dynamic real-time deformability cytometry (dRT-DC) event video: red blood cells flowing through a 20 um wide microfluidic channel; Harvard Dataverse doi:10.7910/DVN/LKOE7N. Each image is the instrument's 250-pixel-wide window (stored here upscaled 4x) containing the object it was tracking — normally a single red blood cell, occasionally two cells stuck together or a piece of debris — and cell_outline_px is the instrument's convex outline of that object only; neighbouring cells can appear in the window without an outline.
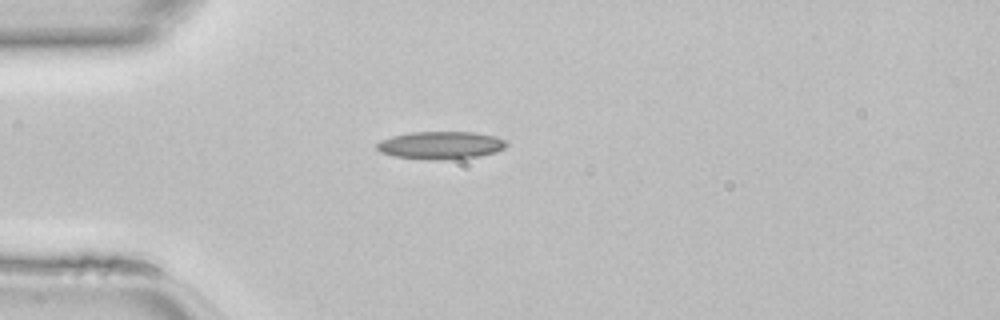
{"species": "common noctule bat (a hibernating species)", "species_latin": "Nyctalus noctula", "temperature_condition": "room temperature", "stored_images_in_passage": 29, "camera_frame_rate_fps": 3000, "um_per_image_px": 0.085, "animal": {"sex": "female", "body_mass_g": 22.7, "forearm_length_mm": 54.2}, "frame": {"image": 1, "passage_image": 1, "time_ms": 0.0, "image_size_px": [1000, 320], "cell_outline_px": [[508, 144], [504, 148], [496, 152], [480, 156], [440, 160], [424, 160], [396, 156], [380, 152], [376, 148], [376, 144], [380, 140], [392, 136], [408, 132], [476, 132], [496, 136], [504, 140]], "centroid_in_image_um": [37.45, 12.34], "position_along_channel_um": 47.5, "area_um2": 21.1}}
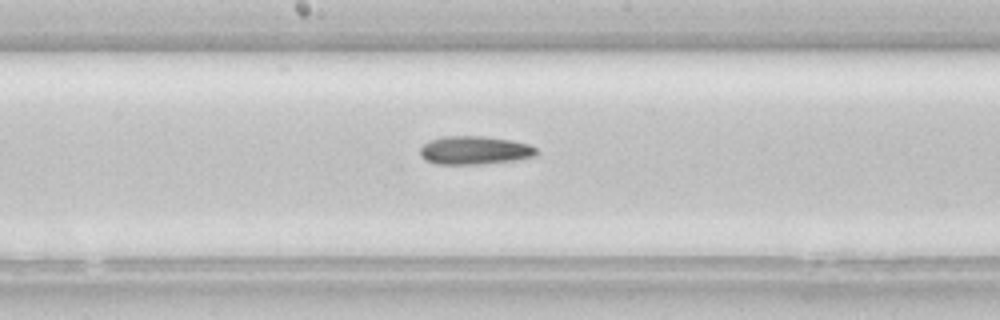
{"frame": {"image": 2, "passage_image": 13, "time_ms": 4.0, "image_size_px": [1000, 320], "cell_outline_px": [[536, 156], [516, 160], [484, 164], [436, 164], [424, 160], [420, 156], [420, 148], [428, 140], [444, 136], [484, 136], [512, 140], [528, 144], [536, 148]], "centroid_in_image_um": [40.31, 12.78], "position_along_channel_um": 207.9, "area_um2": 19.42}}
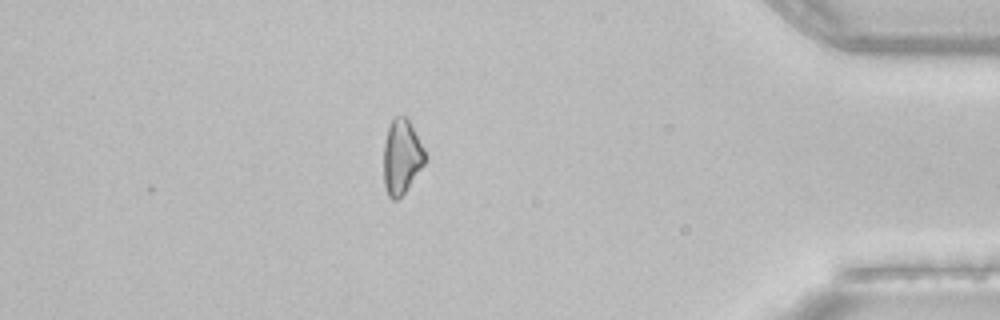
{"frame": {"image": 3, "passage_image": 29, "time_ms": 9.333, "image_size_px": [1000, 320], "cell_outline_px": [[428, 156], [424, 164], [404, 192], [396, 200], [392, 200], [388, 196], [384, 184], [384, 144], [388, 128], [392, 120], [396, 116], [408, 116]], "centroid_in_image_um": [34.15, 13.29], "position_along_channel_um": 401.0, "area_um2": 18.03}}